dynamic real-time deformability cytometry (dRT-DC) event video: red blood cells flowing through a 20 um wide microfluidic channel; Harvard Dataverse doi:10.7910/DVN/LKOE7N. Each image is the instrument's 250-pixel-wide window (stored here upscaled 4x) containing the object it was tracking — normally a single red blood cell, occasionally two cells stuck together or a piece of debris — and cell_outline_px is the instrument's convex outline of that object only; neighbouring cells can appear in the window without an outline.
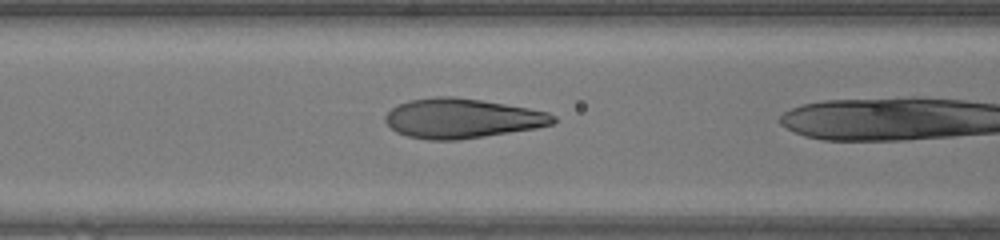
{"species": "human", "species_latin": "Homo sapiens", "temperature_condition": "warm", "stored_images_in_passage": 18, "camera_frame_rate_fps": 3000, "um_per_image_px": 0.085, "donor": {"sex": "female"}, "frame": {"image": 1, "passage_image": 17, "time_ms": 5.333, "image_size_px": [1000, 240], "cell_outline_px": [[556, 120], [552, 124], [536, 128], [460, 140], [428, 140], [408, 136], [396, 132], [384, 120], [384, 116], [396, 104], [408, 100], [432, 96], [452, 96], [480, 100], [528, 108], [548, 112], [556, 116]], "centroid_in_image_um": [39.24, 10.06], "position_along_channel_um": 127.4, "area_um2": 38.9}}